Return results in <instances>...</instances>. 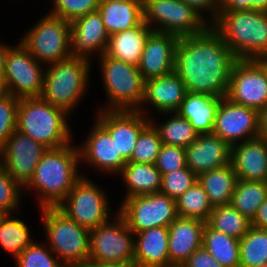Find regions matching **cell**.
I'll return each instance as SVG.
<instances>
[{"mask_svg":"<svg viewBox=\"0 0 267 267\" xmlns=\"http://www.w3.org/2000/svg\"><path fill=\"white\" fill-rule=\"evenodd\" d=\"M237 60L221 35L209 26L201 34L179 37L174 71L187 92L224 98Z\"/></svg>","mask_w":267,"mask_h":267,"instance_id":"1","label":"cell"},{"mask_svg":"<svg viewBox=\"0 0 267 267\" xmlns=\"http://www.w3.org/2000/svg\"><path fill=\"white\" fill-rule=\"evenodd\" d=\"M73 141L66 146L48 151L35 168L34 175L23 188V195L32 194L34 206L57 207L68 195L75 183L83 176L79 149Z\"/></svg>","mask_w":267,"mask_h":267,"instance_id":"2","label":"cell"},{"mask_svg":"<svg viewBox=\"0 0 267 267\" xmlns=\"http://www.w3.org/2000/svg\"><path fill=\"white\" fill-rule=\"evenodd\" d=\"M93 65L97 68L91 61L77 57L47 65L41 98L76 116L72 114L90 93Z\"/></svg>","mask_w":267,"mask_h":267,"instance_id":"3","label":"cell"},{"mask_svg":"<svg viewBox=\"0 0 267 267\" xmlns=\"http://www.w3.org/2000/svg\"><path fill=\"white\" fill-rule=\"evenodd\" d=\"M72 118L65 110L41 97L19 99L17 130L49 149L74 141V127L71 125L75 124L70 123Z\"/></svg>","mask_w":267,"mask_h":267,"instance_id":"4","label":"cell"},{"mask_svg":"<svg viewBox=\"0 0 267 267\" xmlns=\"http://www.w3.org/2000/svg\"><path fill=\"white\" fill-rule=\"evenodd\" d=\"M212 27L237 59L267 56L266 11H219L218 19Z\"/></svg>","mask_w":267,"mask_h":267,"instance_id":"5","label":"cell"},{"mask_svg":"<svg viewBox=\"0 0 267 267\" xmlns=\"http://www.w3.org/2000/svg\"><path fill=\"white\" fill-rule=\"evenodd\" d=\"M39 211V213H38ZM44 240L66 267H82L89 262L90 231L71 220L57 207L37 209Z\"/></svg>","mask_w":267,"mask_h":267,"instance_id":"6","label":"cell"},{"mask_svg":"<svg viewBox=\"0 0 267 267\" xmlns=\"http://www.w3.org/2000/svg\"><path fill=\"white\" fill-rule=\"evenodd\" d=\"M95 60L99 66L105 103L97 102L94 111H137L144 97L145 80L138 67L107 56L105 53ZM101 104V105H100Z\"/></svg>","mask_w":267,"mask_h":267,"instance_id":"7","label":"cell"},{"mask_svg":"<svg viewBox=\"0 0 267 267\" xmlns=\"http://www.w3.org/2000/svg\"><path fill=\"white\" fill-rule=\"evenodd\" d=\"M84 173L57 208L91 231L118 213V207L111 204L108 191L97 184L92 176Z\"/></svg>","mask_w":267,"mask_h":267,"instance_id":"8","label":"cell"},{"mask_svg":"<svg viewBox=\"0 0 267 267\" xmlns=\"http://www.w3.org/2000/svg\"><path fill=\"white\" fill-rule=\"evenodd\" d=\"M31 24L18 40L39 63L47 66L71 57L70 22L46 11L43 17Z\"/></svg>","mask_w":267,"mask_h":267,"instance_id":"9","label":"cell"},{"mask_svg":"<svg viewBox=\"0 0 267 267\" xmlns=\"http://www.w3.org/2000/svg\"><path fill=\"white\" fill-rule=\"evenodd\" d=\"M143 21L153 30L178 37L198 35L210 25L181 0H143Z\"/></svg>","mask_w":267,"mask_h":267,"instance_id":"10","label":"cell"},{"mask_svg":"<svg viewBox=\"0 0 267 267\" xmlns=\"http://www.w3.org/2000/svg\"><path fill=\"white\" fill-rule=\"evenodd\" d=\"M46 66L18 41L8 50L2 77L5 93L21 98L41 97Z\"/></svg>","mask_w":267,"mask_h":267,"instance_id":"11","label":"cell"},{"mask_svg":"<svg viewBox=\"0 0 267 267\" xmlns=\"http://www.w3.org/2000/svg\"><path fill=\"white\" fill-rule=\"evenodd\" d=\"M117 205L118 213L134 233L168 227L178 217L176 200L160 192L129 197Z\"/></svg>","mask_w":267,"mask_h":267,"instance_id":"12","label":"cell"},{"mask_svg":"<svg viewBox=\"0 0 267 267\" xmlns=\"http://www.w3.org/2000/svg\"><path fill=\"white\" fill-rule=\"evenodd\" d=\"M89 261L134 262V232L119 213L90 231Z\"/></svg>","mask_w":267,"mask_h":267,"instance_id":"13","label":"cell"},{"mask_svg":"<svg viewBox=\"0 0 267 267\" xmlns=\"http://www.w3.org/2000/svg\"><path fill=\"white\" fill-rule=\"evenodd\" d=\"M93 123L89 125L81 143H76L79 149V159L82 175L89 168L91 173H96L106 178H116L122 171L127 161L117 151V146L110 133L93 117ZM83 165V168H82ZM88 166V167H86ZM84 170V171H83ZM113 176V177H112Z\"/></svg>","mask_w":267,"mask_h":267,"instance_id":"14","label":"cell"},{"mask_svg":"<svg viewBox=\"0 0 267 267\" xmlns=\"http://www.w3.org/2000/svg\"><path fill=\"white\" fill-rule=\"evenodd\" d=\"M226 98L258 111L267 105V76L254 59H238L234 63Z\"/></svg>","mask_w":267,"mask_h":267,"instance_id":"15","label":"cell"},{"mask_svg":"<svg viewBox=\"0 0 267 267\" xmlns=\"http://www.w3.org/2000/svg\"><path fill=\"white\" fill-rule=\"evenodd\" d=\"M48 147L15 130L0 149V163L23 188L32 179L35 168Z\"/></svg>","mask_w":267,"mask_h":267,"instance_id":"16","label":"cell"},{"mask_svg":"<svg viewBox=\"0 0 267 267\" xmlns=\"http://www.w3.org/2000/svg\"><path fill=\"white\" fill-rule=\"evenodd\" d=\"M213 134L230 146L259 136V111L221 98Z\"/></svg>","mask_w":267,"mask_h":267,"instance_id":"17","label":"cell"},{"mask_svg":"<svg viewBox=\"0 0 267 267\" xmlns=\"http://www.w3.org/2000/svg\"><path fill=\"white\" fill-rule=\"evenodd\" d=\"M93 117L110 133L122 157L128 162L140 133L150 119L139 111L100 110Z\"/></svg>","mask_w":267,"mask_h":267,"instance_id":"18","label":"cell"},{"mask_svg":"<svg viewBox=\"0 0 267 267\" xmlns=\"http://www.w3.org/2000/svg\"><path fill=\"white\" fill-rule=\"evenodd\" d=\"M109 36L98 10L75 19L70 30L71 57L95 62L105 52Z\"/></svg>","mask_w":267,"mask_h":267,"instance_id":"19","label":"cell"},{"mask_svg":"<svg viewBox=\"0 0 267 267\" xmlns=\"http://www.w3.org/2000/svg\"><path fill=\"white\" fill-rule=\"evenodd\" d=\"M186 93V87L175 71L148 79L145 81L143 101L137 111L148 118L161 113L177 112Z\"/></svg>","mask_w":267,"mask_h":267,"instance_id":"20","label":"cell"},{"mask_svg":"<svg viewBox=\"0 0 267 267\" xmlns=\"http://www.w3.org/2000/svg\"><path fill=\"white\" fill-rule=\"evenodd\" d=\"M179 37L152 31L145 42L138 69L144 80L161 77L174 71L175 48Z\"/></svg>","mask_w":267,"mask_h":267,"instance_id":"21","label":"cell"},{"mask_svg":"<svg viewBox=\"0 0 267 267\" xmlns=\"http://www.w3.org/2000/svg\"><path fill=\"white\" fill-rule=\"evenodd\" d=\"M231 146L219 136L200 134L185 148L187 167L196 175L230 163Z\"/></svg>","mask_w":267,"mask_h":267,"instance_id":"22","label":"cell"},{"mask_svg":"<svg viewBox=\"0 0 267 267\" xmlns=\"http://www.w3.org/2000/svg\"><path fill=\"white\" fill-rule=\"evenodd\" d=\"M230 163L240 180L267 181V142L258 136L232 145Z\"/></svg>","mask_w":267,"mask_h":267,"instance_id":"23","label":"cell"},{"mask_svg":"<svg viewBox=\"0 0 267 267\" xmlns=\"http://www.w3.org/2000/svg\"><path fill=\"white\" fill-rule=\"evenodd\" d=\"M205 224L200 219L177 217L168 226L170 267H181L195 250L202 247Z\"/></svg>","mask_w":267,"mask_h":267,"instance_id":"24","label":"cell"},{"mask_svg":"<svg viewBox=\"0 0 267 267\" xmlns=\"http://www.w3.org/2000/svg\"><path fill=\"white\" fill-rule=\"evenodd\" d=\"M168 241V227L134 233V263L137 267H170Z\"/></svg>","mask_w":267,"mask_h":267,"instance_id":"25","label":"cell"},{"mask_svg":"<svg viewBox=\"0 0 267 267\" xmlns=\"http://www.w3.org/2000/svg\"><path fill=\"white\" fill-rule=\"evenodd\" d=\"M153 30L143 21L139 26L109 36L107 56L138 67L148 35Z\"/></svg>","mask_w":267,"mask_h":267,"instance_id":"26","label":"cell"},{"mask_svg":"<svg viewBox=\"0 0 267 267\" xmlns=\"http://www.w3.org/2000/svg\"><path fill=\"white\" fill-rule=\"evenodd\" d=\"M123 187V197H129L157 193L161 188L162 174L155 164L127 162L121 173L117 176Z\"/></svg>","mask_w":267,"mask_h":267,"instance_id":"27","label":"cell"},{"mask_svg":"<svg viewBox=\"0 0 267 267\" xmlns=\"http://www.w3.org/2000/svg\"><path fill=\"white\" fill-rule=\"evenodd\" d=\"M220 101L219 97L187 92L177 113L186 118L199 135L210 134L214 130Z\"/></svg>","mask_w":267,"mask_h":267,"instance_id":"28","label":"cell"},{"mask_svg":"<svg viewBox=\"0 0 267 267\" xmlns=\"http://www.w3.org/2000/svg\"><path fill=\"white\" fill-rule=\"evenodd\" d=\"M143 0H122L100 2L99 11L109 33L129 30L143 22Z\"/></svg>","mask_w":267,"mask_h":267,"instance_id":"29","label":"cell"},{"mask_svg":"<svg viewBox=\"0 0 267 267\" xmlns=\"http://www.w3.org/2000/svg\"><path fill=\"white\" fill-rule=\"evenodd\" d=\"M198 182L205 190L208 200L213 207L231 204L237 175L231 163L197 176Z\"/></svg>","mask_w":267,"mask_h":267,"instance_id":"30","label":"cell"},{"mask_svg":"<svg viewBox=\"0 0 267 267\" xmlns=\"http://www.w3.org/2000/svg\"><path fill=\"white\" fill-rule=\"evenodd\" d=\"M161 118L162 120H160ZM149 119L150 123L158 131L163 144L186 148L199 135L193 125L177 112L161 113L153 115Z\"/></svg>","mask_w":267,"mask_h":267,"instance_id":"31","label":"cell"},{"mask_svg":"<svg viewBox=\"0 0 267 267\" xmlns=\"http://www.w3.org/2000/svg\"><path fill=\"white\" fill-rule=\"evenodd\" d=\"M20 213L0 215V247L13 259L36 239Z\"/></svg>","mask_w":267,"mask_h":267,"instance_id":"32","label":"cell"},{"mask_svg":"<svg viewBox=\"0 0 267 267\" xmlns=\"http://www.w3.org/2000/svg\"><path fill=\"white\" fill-rule=\"evenodd\" d=\"M239 241L214 230L207 222L203 229L202 246L223 267H240Z\"/></svg>","mask_w":267,"mask_h":267,"instance_id":"33","label":"cell"},{"mask_svg":"<svg viewBox=\"0 0 267 267\" xmlns=\"http://www.w3.org/2000/svg\"><path fill=\"white\" fill-rule=\"evenodd\" d=\"M267 198V181H244L238 179L231 204L250 221Z\"/></svg>","mask_w":267,"mask_h":267,"instance_id":"34","label":"cell"},{"mask_svg":"<svg viewBox=\"0 0 267 267\" xmlns=\"http://www.w3.org/2000/svg\"><path fill=\"white\" fill-rule=\"evenodd\" d=\"M207 223L217 231L240 240L252 226L251 221L232 204L213 207Z\"/></svg>","mask_w":267,"mask_h":267,"instance_id":"35","label":"cell"},{"mask_svg":"<svg viewBox=\"0 0 267 267\" xmlns=\"http://www.w3.org/2000/svg\"><path fill=\"white\" fill-rule=\"evenodd\" d=\"M240 267L267 266V230L251 226L239 241Z\"/></svg>","mask_w":267,"mask_h":267,"instance_id":"36","label":"cell"},{"mask_svg":"<svg viewBox=\"0 0 267 267\" xmlns=\"http://www.w3.org/2000/svg\"><path fill=\"white\" fill-rule=\"evenodd\" d=\"M178 217L196 218L207 222L213 210L202 185L196 180L176 199Z\"/></svg>","mask_w":267,"mask_h":267,"instance_id":"37","label":"cell"},{"mask_svg":"<svg viewBox=\"0 0 267 267\" xmlns=\"http://www.w3.org/2000/svg\"><path fill=\"white\" fill-rule=\"evenodd\" d=\"M37 240L35 239L14 259L15 267H66L42 238Z\"/></svg>","mask_w":267,"mask_h":267,"instance_id":"38","label":"cell"},{"mask_svg":"<svg viewBox=\"0 0 267 267\" xmlns=\"http://www.w3.org/2000/svg\"><path fill=\"white\" fill-rule=\"evenodd\" d=\"M23 187L14 180L0 163V215L22 212L25 203ZM20 210V211H19Z\"/></svg>","mask_w":267,"mask_h":267,"instance_id":"39","label":"cell"},{"mask_svg":"<svg viewBox=\"0 0 267 267\" xmlns=\"http://www.w3.org/2000/svg\"><path fill=\"white\" fill-rule=\"evenodd\" d=\"M162 145L158 131L150 123L140 133L128 162L155 164Z\"/></svg>","mask_w":267,"mask_h":267,"instance_id":"40","label":"cell"},{"mask_svg":"<svg viewBox=\"0 0 267 267\" xmlns=\"http://www.w3.org/2000/svg\"><path fill=\"white\" fill-rule=\"evenodd\" d=\"M51 2V3H50ZM49 14L63 18L68 22L86 15L87 13L96 11L99 0H49Z\"/></svg>","mask_w":267,"mask_h":267,"instance_id":"41","label":"cell"},{"mask_svg":"<svg viewBox=\"0 0 267 267\" xmlns=\"http://www.w3.org/2000/svg\"><path fill=\"white\" fill-rule=\"evenodd\" d=\"M196 180L197 176L186 166L185 168L163 174L159 192L176 200Z\"/></svg>","mask_w":267,"mask_h":267,"instance_id":"42","label":"cell"},{"mask_svg":"<svg viewBox=\"0 0 267 267\" xmlns=\"http://www.w3.org/2000/svg\"><path fill=\"white\" fill-rule=\"evenodd\" d=\"M19 98L9 93L0 96V149L17 130Z\"/></svg>","mask_w":267,"mask_h":267,"instance_id":"43","label":"cell"},{"mask_svg":"<svg viewBox=\"0 0 267 267\" xmlns=\"http://www.w3.org/2000/svg\"><path fill=\"white\" fill-rule=\"evenodd\" d=\"M155 166L162 175L185 168L187 166L185 148L163 144L157 156Z\"/></svg>","mask_w":267,"mask_h":267,"instance_id":"44","label":"cell"},{"mask_svg":"<svg viewBox=\"0 0 267 267\" xmlns=\"http://www.w3.org/2000/svg\"><path fill=\"white\" fill-rule=\"evenodd\" d=\"M192 7L210 26L219 15V0H181Z\"/></svg>","mask_w":267,"mask_h":267,"instance_id":"45","label":"cell"},{"mask_svg":"<svg viewBox=\"0 0 267 267\" xmlns=\"http://www.w3.org/2000/svg\"><path fill=\"white\" fill-rule=\"evenodd\" d=\"M181 267H223L202 246L195 250Z\"/></svg>","mask_w":267,"mask_h":267,"instance_id":"46","label":"cell"},{"mask_svg":"<svg viewBox=\"0 0 267 267\" xmlns=\"http://www.w3.org/2000/svg\"><path fill=\"white\" fill-rule=\"evenodd\" d=\"M252 10L251 0H219V11Z\"/></svg>","mask_w":267,"mask_h":267,"instance_id":"47","label":"cell"},{"mask_svg":"<svg viewBox=\"0 0 267 267\" xmlns=\"http://www.w3.org/2000/svg\"><path fill=\"white\" fill-rule=\"evenodd\" d=\"M251 225L256 228L267 230V198L258 208L255 217L251 221Z\"/></svg>","mask_w":267,"mask_h":267,"instance_id":"48","label":"cell"},{"mask_svg":"<svg viewBox=\"0 0 267 267\" xmlns=\"http://www.w3.org/2000/svg\"><path fill=\"white\" fill-rule=\"evenodd\" d=\"M259 136L267 142V105L259 111Z\"/></svg>","mask_w":267,"mask_h":267,"instance_id":"49","label":"cell"},{"mask_svg":"<svg viewBox=\"0 0 267 267\" xmlns=\"http://www.w3.org/2000/svg\"><path fill=\"white\" fill-rule=\"evenodd\" d=\"M13 46L11 42L6 43L3 40L0 41V77H3L5 71V60L8 53V50Z\"/></svg>","mask_w":267,"mask_h":267,"instance_id":"50","label":"cell"},{"mask_svg":"<svg viewBox=\"0 0 267 267\" xmlns=\"http://www.w3.org/2000/svg\"><path fill=\"white\" fill-rule=\"evenodd\" d=\"M82 267H137V265L134 262L97 263L89 261Z\"/></svg>","mask_w":267,"mask_h":267,"instance_id":"51","label":"cell"},{"mask_svg":"<svg viewBox=\"0 0 267 267\" xmlns=\"http://www.w3.org/2000/svg\"><path fill=\"white\" fill-rule=\"evenodd\" d=\"M252 10H261L267 12V0H251Z\"/></svg>","mask_w":267,"mask_h":267,"instance_id":"52","label":"cell"},{"mask_svg":"<svg viewBox=\"0 0 267 267\" xmlns=\"http://www.w3.org/2000/svg\"><path fill=\"white\" fill-rule=\"evenodd\" d=\"M264 70L266 76H267V57H258L254 59Z\"/></svg>","mask_w":267,"mask_h":267,"instance_id":"53","label":"cell"},{"mask_svg":"<svg viewBox=\"0 0 267 267\" xmlns=\"http://www.w3.org/2000/svg\"><path fill=\"white\" fill-rule=\"evenodd\" d=\"M5 93V89L3 86L2 78L0 77V96H2Z\"/></svg>","mask_w":267,"mask_h":267,"instance_id":"54","label":"cell"},{"mask_svg":"<svg viewBox=\"0 0 267 267\" xmlns=\"http://www.w3.org/2000/svg\"><path fill=\"white\" fill-rule=\"evenodd\" d=\"M100 2H108V1H122V0H99Z\"/></svg>","mask_w":267,"mask_h":267,"instance_id":"55","label":"cell"}]
</instances>
